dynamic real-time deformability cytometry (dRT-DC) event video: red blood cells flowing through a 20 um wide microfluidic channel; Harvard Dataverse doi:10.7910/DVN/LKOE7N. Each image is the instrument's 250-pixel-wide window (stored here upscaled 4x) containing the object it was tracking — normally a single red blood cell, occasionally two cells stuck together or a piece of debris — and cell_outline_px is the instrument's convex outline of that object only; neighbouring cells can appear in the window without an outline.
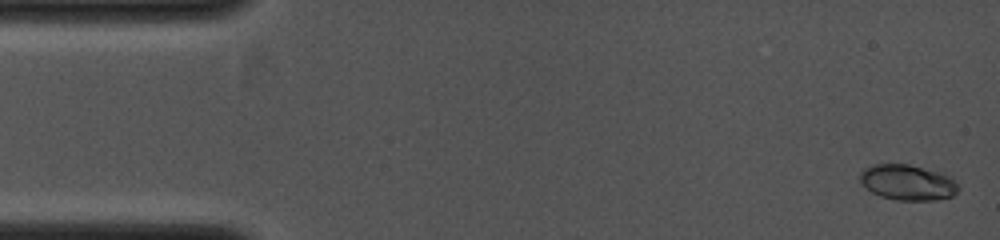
{"species": "common noctule bat (a hibernating species)", "species_latin": "Nyctalus noctula", "temperature_condition": "cold", "stored_images_in_passage": 5, "camera_frame_rate_fps": 4000, "um_per_image_px": 0.085, "animal": {"sex": "female", "body_mass_g": 19.0, "forearm_length_mm": 53.3}, "frame": {"image": 1, "passage_image": 1, "time_ms": 0.0, "image_size_px": [1000, 240], "cell_outline_px": [[960, 188], [952, 196], [936, 200], [896, 200], [880, 196], [872, 192], [860, 180], [860, 172], [864, 168], [872, 164], [908, 164], [936, 172], [948, 176]], "centroid_in_image_um": [77.11, 15.51], "position_along_channel_um": 7.9, "area_um2": 20.0}}
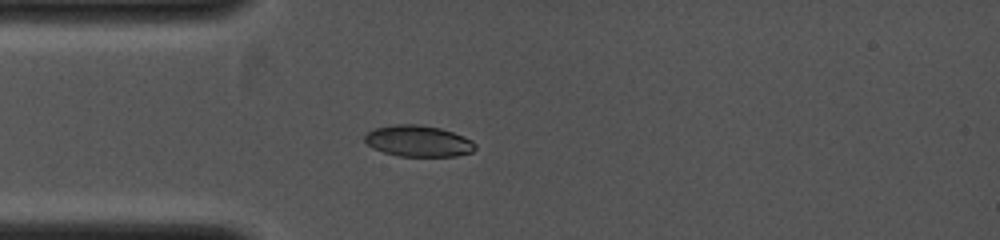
{"frame": {"image": 2, "passage_image": 5, "time_ms": 2.75, "image_size_px": [1000, 240], "cell_outline_px": [[476, 148], [472, 152], [456, 156], [400, 156], [384, 152], [372, 148], [364, 140], [364, 136], [368, 132], [376, 128], [400, 124], [416, 124], [440, 128], [464, 136], [472, 140], [476, 144]], "centroid_in_image_um": [35.58, 11.99], "position_along_channel_um": 49.4, "area_um2": 20.0}}